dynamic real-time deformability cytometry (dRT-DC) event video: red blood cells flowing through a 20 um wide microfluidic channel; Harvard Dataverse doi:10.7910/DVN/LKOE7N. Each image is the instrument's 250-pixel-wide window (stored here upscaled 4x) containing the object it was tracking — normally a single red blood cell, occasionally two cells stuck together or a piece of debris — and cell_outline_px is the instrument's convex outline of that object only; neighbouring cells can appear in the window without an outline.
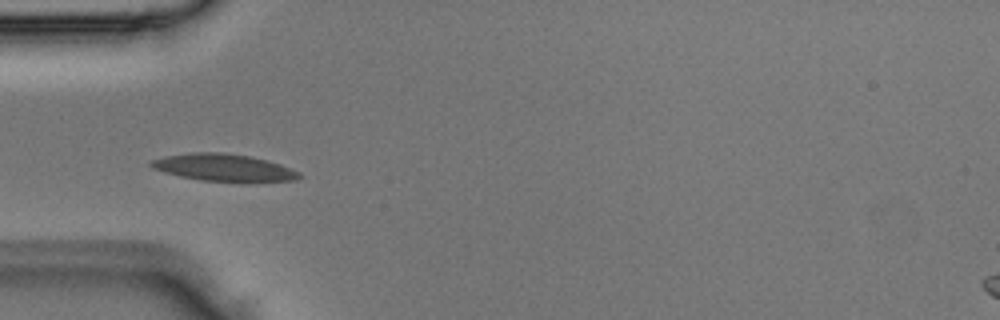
{"species": "Egyptian fruit bat (a non-hibernating species)", "species_latin": "Rousettus aegyptiacus", "temperature_condition": "room temperature", "stored_images_in_passage": 3, "camera_frame_rate_fps": 3000, "um_per_image_px": 0.085, "animal": {"sex": "male"}, "frame": {"image": 1, "passage_image": 3, "time_ms": 0.667, "image_size_px": [1000, 320], "cell_outline_px": [[304, 176], [296, 180], [200, 180], [180, 176], [164, 172], [152, 168], [148, 164], [152, 160], [164, 156], [188, 152], [224, 152], [248, 156], [280, 164], [300, 172]], "centroid_in_image_um": [18.95, 14.21], "position_along_channel_um": 66.1, "area_um2": 22.89}}